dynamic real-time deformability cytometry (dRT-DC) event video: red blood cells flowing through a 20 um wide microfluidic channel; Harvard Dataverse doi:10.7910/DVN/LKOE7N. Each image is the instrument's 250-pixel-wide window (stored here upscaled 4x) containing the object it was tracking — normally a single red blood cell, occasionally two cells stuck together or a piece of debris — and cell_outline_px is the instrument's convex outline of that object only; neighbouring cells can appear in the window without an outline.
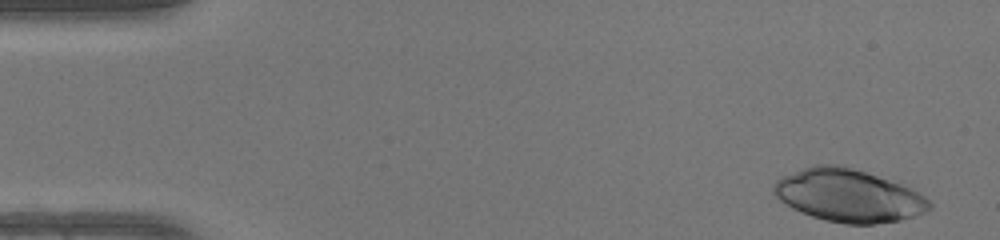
{"species": "human", "species_latin": "Homo sapiens", "temperature_condition": "warm", "stored_images_in_passage": 47, "camera_frame_rate_fps": 3000, "um_per_image_px": 0.085, "donor": {"sex": "female"}, "frame": {"image": 1, "passage_image": 1, "time_ms": 0.0, "image_size_px": [1000, 240], "cell_outline_px": [[932, 208], [924, 212], [900, 220], [872, 224], [844, 224], [824, 220], [800, 212], [792, 208], [780, 200], [772, 192], [772, 188], [776, 180], [784, 176], [812, 164], [836, 164], [864, 172], [900, 184], [924, 196], [932, 204]], "centroid_in_image_um": [72.07, 16.63], "position_along_channel_um": 12.9, "area_um2": 47.28}}
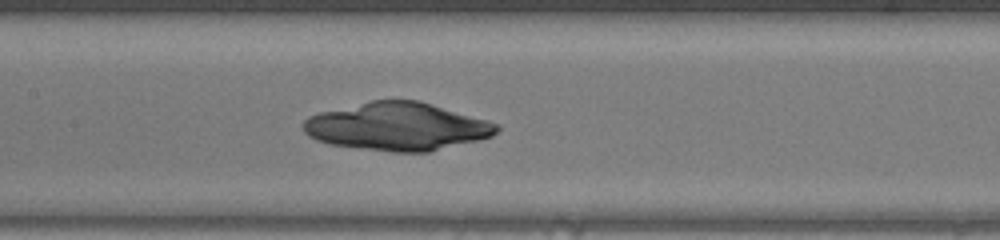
{"frame": {"image": 2, "passage_image": 22, "time_ms": 7.0, "image_size_px": [1000, 240], "cell_outline_px": [[500, 128], [492, 136], [480, 140], [432, 152], [392, 152], [328, 144], [316, 140], [308, 136], [304, 132], [300, 124], [308, 116], [320, 112], [372, 100], [420, 100], [488, 120], [500, 124]], "centroid_in_image_um": [33.78, 10.76], "position_along_channel_um": 173.6, "area_um2": 54.51}}
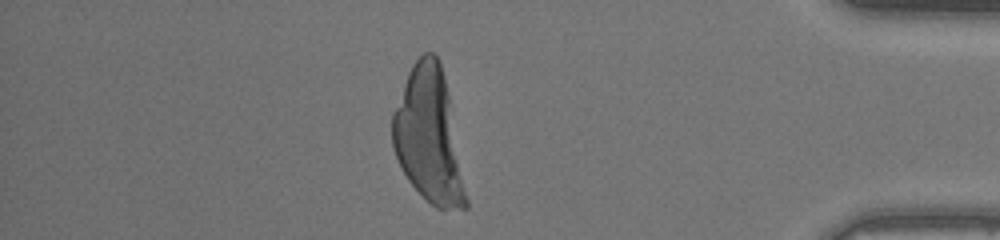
{"frame": {"image": 3, "passage_image": 41, "time_ms": 13.333, "image_size_px": [1000, 240], "cell_outline_px": [[468, 208], [436, 208], [408, 180], [396, 156], [392, 144], [392, 112], [408, 72], [412, 64], [424, 52], [432, 52], [440, 60], [448, 96], [468, 200]], "centroid_in_image_um": [36.43, 11.53], "position_along_channel_um": 398.8, "area_um2": 56.47}}